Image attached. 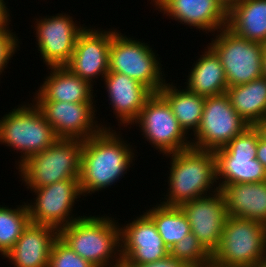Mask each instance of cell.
Returning <instances> with one entry per match:
<instances>
[{
    "instance_id": "obj_1",
    "label": "cell",
    "mask_w": 266,
    "mask_h": 267,
    "mask_svg": "<svg viewBox=\"0 0 266 267\" xmlns=\"http://www.w3.org/2000/svg\"><path fill=\"white\" fill-rule=\"evenodd\" d=\"M131 147L113 128L102 129L83 141L79 182L84 197L107 190L124 177L137 156Z\"/></svg>"
},
{
    "instance_id": "obj_2",
    "label": "cell",
    "mask_w": 266,
    "mask_h": 267,
    "mask_svg": "<svg viewBox=\"0 0 266 267\" xmlns=\"http://www.w3.org/2000/svg\"><path fill=\"white\" fill-rule=\"evenodd\" d=\"M170 157L168 190L160 204L180 206L217 191L216 160L213 151L189 149L165 155ZM214 187V188H213ZM216 187V188H215Z\"/></svg>"
},
{
    "instance_id": "obj_3",
    "label": "cell",
    "mask_w": 266,
    "mask_h": 267,
    "mask_svg": "<svg viewBox=\"0 0 266 267\" xmlns=\"http://www.w3.org/2000/svg\"><path fill=\"white\" fill-rule=\"evenodd\" d=\"M106 214L84 215L59 230V238L95 267H109L122 260L120 223Z\"/></svg>"
},
{
    "instance_id": "obj_4",
    "label": "cell",
    "mask_w": 266,
    "mask_h": 267,
    "mask_svg": "<svg viewBox=\"0 0 266 267\" xmlns=\"http://www.w3.org/2000/svg\"><path fill=\"white\" fill-rule=\"evenodd\" d=\"M32 103L19 104L18 108L15 106L0 118V144L21 153L18 163H15L16 169L58 139L42 112Z\"/></svg>"
},
{
    "instance_id": "obj_5",
    "label": "cell",
    "mask_w": 266,
    "mask_h": 267,
    "mask_svg": "<svg viewBox=\"0 0 266 267\" xmlns=\"http://www.w3.org/2000/svg\"><path fill=\"white\" fill-rule=\"evenodd\" d=\"M211 263L222 267H263L266 264V226L228 215Z\"/></svg>"
},
{
    "instance_id": "obj_6",
    "label": "cell",
    "mask_w": 266,
    "mask_h": 267,
    "mask_svg": "<svg viewBox=\"0 0 266 267\" xmlns=\"http://www.w3.org/2000/svg\"><path fill=\"white\" fill-rule=\"evenodd\" d=\"M83 140L57 139L50 147L30 156L17 170L27 190L66 179H79Z\"/></svg>"
},
{
    "instance_id": "obj_7",
    "label": "cell",
    "mask_w": 266,
    "mask_h": 267,
    "mask_svg": "<svg viewBox=\"0 0 266 267\" xmlns=\"http://www.w3.org/2000/svg\"><path fill=\"white\" fill-rule=\"evenodd\" d=\"M152 49L150 44L127 37L113 28L109 72L124 74L145 85L152 93H158L166 83V76L159 55Z\"/></svg>"
},
{
    "instance_id": "obj_8",
    "label": "cell",
    "mask_w": 266,
    "mask_h": 267,
    "mask_svg": "<svg viewBox=\"0 0 266 267\" xmlns=\"http://www.w3.org/2000/svg\"><path fill=\"white\" fill-rule=\"evenodd\" d=\"M259 137L255 126H249L226 146L214 151L219 189L224 184L266 181V169L256 159Z\"/></svg>"
},
{
    "instance_id": "obj_9",
    "label": "cell",
    "mask_w": 266,
    "mask_h": 267,
    "mask_svg": "<svg viewBox=\"0 0 266 267\" xmlns=\"http://www.w3.org/2000/svg\"><path fill=\"white\" fill-rule=\"evenodd\" d=\"M209 47L219 57L228 87L249 83L263 74V43L242 38L227 27L217 31Z\"/></svg>"
},
{
    "instance_id": "obj_10",
    "label": "cell",
    "mask_w": 266,
    "mask_h": 267,
    "mask_svg": "<svg viewBox=\"0 0 266 267\" xmlns=\"http://www.w3.org/2000/svg\"><path fill=\"white\" fill-rule=\"evenodd\" d=\"M132 125L139 126L146 141L163 156L192 147L189 135L180 126L168 102L159 93H153L146 100Z\"/></svg>"
},
{
    "instance_id": "obj_11",
    "label": "cell",
    "mask_w": 266,
    "mask_h": 267,
    "mask_svg": "<svg viewBox=\"0 0 266 267\" xmlns=\"http://www.w3.org/2000/svg\"><path fill=\"white\" fill-rule=\"evenodd\" d=\"M249 125L233 109L226 94L205 97L203 114L197 131L193 134V148L215 151L226 146Z\"/></svg>"
},
{
    "instance_id": "obj_12",
    "label": "cell",
    "mask_w": 266,
    "mask_h": 267,
    "mask_svg": "<svg viewBox=\"0 0 266 267\" xmlns=\"http://www.w3.org/2000/svg\"><path fill=\"white\" fill-rule=\"evenodd\" d=\"M34 201L26 205L30 222L47 225L58 230L83 217L73 214L75 201L82 195L79 179H66L50 185L30 189ZM75 216V217H74Z\"/></svg>"
},
{
    "instance_id": "obj_13",
    "label": "cell",
    "mask_w": 266,
    "mask_h": 267,
    "mask_svg": "<svg viewBox=\"0 0 266 267\" xmlns=\"http://www.w3.org/2000/svg\"><path fill=\"white\" fill-rule=\"evenodd\" d=\"M35 19V39L46 67L65 66L74 52L79 34L87 27L74 22L68 13ZM77 23V24H76Z\"/></svg>"
},
{
    "instance_id": "obj_14",
    "label": "cell",
    "mask_w": 266,
    "mask_h": 267,
    "mask_svg": "<svg viewBox=\"0 0 266 267\" xmlns=\"http://www.w3.org/2000/svg\"><path fill=\"white\" fill-rule=\"evenodd\" d=\"M58 139L86 140L102 129H112L98 123L96 103L34 102ZM96 112V114H95ZM96 118V119H95ZM108 126V127H106Z\"/></svg>"
},
{
    "instance_id": "obj_15",
    "label": "cell",
    "mask_w": 266,
    "mask_h": 267,
    "mask_svg": "<svg viewBox=\"0 0 266 267\" xmlns=\"http://www.w3.org/2000/svg\"><path fill=\"white\" fill-rule=\"evenodd\" d=\"M179 207L186 215L193 235L212 255L219 246L228 216L221 190L187 201Z\"/></svg>"
},
{
    "instance_id": "obj_16",
    "label": "cell",
    "mask_w": 266,
    "mask_h": 267,
    "mask_svg": "<svg viewBox=\"0 0 266 267\" xmlns=\"http://www.w3.org/2000/svg\"><path fill=\"white\" fill-rule=\"evenodd\" d=\"M125 225L120 224L121 258L128 265H142L166 258L169 249L153 220L143 211Z\"/></svg>"
},
{
    "instance_id": "obj_17",
    "label": "cell",
    "mask_w": 266,
    "mask_h": 267,
    "mask_svg": "<svg viewBox=\"0 0 266 267\" xmlns=\"http://www.w3.org/2000/svg\"><path fill=\"white\" fill-rule=\"evenodd\" d=\"M112 37L113 28L102 30L95 28V26L94 28L86 27L79 34L74 52L65 67L94 86L95 78L101 77L100 80H103L109 72V52Z\"/></svg>"
},
{
    "instance_id": "obj_18",
    "label": "cell",
    "mask_w": 266,
    "mask_h": 267,
    "mask_svg": "<svg viewBox=\"0 0 266 267\" xmlns=\"http://www.w3.org/2000/svg\"><path fill=\"white\" fill-rule=\"evenodd\" d=\"M153 2V3H152ZM155 9L171 20L207 34L227 26L228 11L218 0H151ZM205 30V31H204Z\"/></svg>"
},
{
    "instance_id": "obj_19",
    "label": "cell",
    "mask_w": 266,
    "mask_h": 267,
    "mask_svg": "<svg viewBox=\"0 0 266 267\" xmlns=\"http://www.w3.org/2000/svg\"><path fill=\"white\" fill-rule=\"evenodd\" d=\"M108 93V104L116 116L118 126L127 127L137 119L146 100L153 94L145 85L117 72H108L103 78Z\"/></svg>"
},
{
    "instance_id": "obj_20",
    "label": "cell",
    "mask_w": 266,
    "mask_h": 267,
    "mask_svg": "<svg viewBox=\"0 0 266 267\" xmlns=\"http://www.w3.org/2000/svg\"><path fill=\"white\" fill-rule=\"evenodd\" d=\"M58 238V229L29 222L4 259L14 267H48L53 244Z\"/></svg>"
},
{
    "instance_id": "obj_21",
    "label": "cell",
    "mask_w": 266,
    "mask_h": 267,
    "mask_svg": "<svg viewBox=\"0 0 266 267\" xmlns=\"http://www.w3.org/2000/svg\"><path fill=\"white\" fill-rule=\"evenodd\" d=\"M46 76L38 91L35 90L32 102L95 103L93 85L65 66L48 67Z\"/></svg>"
},
{
    "instance_id": "obj_22",
    "label": "cell",
    "mask_w": 266,
    "mask_h": 267,
    "mask_svg": "<svg viewBox=\"0 0 266 267\" xmlns=\"http://www.w3.org/2000/svg\"><path fill=\"white\" fill-rule=\"evenodd\" d=\"M227 214L266 226V181L224 184L220 188Z\"/></svg>"
},
{
    "instance_id": "obj_23",
    "label": "cell",
    "mask_w": 266,
    "mask_h": 267,
    "mask_svg": "<svg viewBox=\"0 0 266 267\" xmlns=\"http://www.w3.org/2000/svg\"><path fill=\"white\" fill-rule=\"evenodd\" d=\"M206 48L193 63L185 88L203 97L225 94L228 84L222 63L208 44Z\"/></svg>"
},
{
    "instance_id": "obj_24",
    "label": "cell",
    "mask_w": 266,
    "mask_h": 267,
    "mask_svg": "<svg viewBox=\"0 0 266 267\" xmlns=\"http://www.w3.org/2000/svg\"><path fill=\"white\" fill-rule=\"evenodd\" d=\"M249 41L266 43V0H241L228 10L227 26Z\"/></svg>"
},
{
    "instance_id": "obj_25",
    "label": "cell",
    "mask_w": 266,
    "mask_h": 267,
    "mask_svg": "<svg viewBox=\"0 0 266 267\" xmlns=\"http://www.w3.org/2000/svg\"><path fill=\"white\" fill-rule=\"evenodd\" d=\"M233 109L249 126L266 117V77L249 83L228 87L225 93Z\"/></svg>"
},
{
    "instance_id": "obj_26",
    "label": "cell",
    "mask_w": 266,
    "mask_h": 267,
    "mask_svg": "<svg viewBox=\"0 0 266 267\" xmlns=\"http://www.w3.org/2000/svg\"><path fill=\"white\" fill-rule=\"evenodd\" d=\"M165 83L159 90V94L168 102L172 113L179 121L180 126L190 136L199 128L205 97L182 89L173 82ZM191 134H189V131Z\"/></svg>"
},
{
    "instance_id": "obj_27",
    "label": "cell",
    "mask_w": 266,
    "mask_h": 267,
    "mask_svg": "<svg viewBox=\"0 0 266 267\" xmlns=\"http://www.w3.org/2000/svg\"><path fill=\"white\" fill-rule=\"evenodd\" d=\"M154 206L145 213L153 220L164 244L170 249L191 232L189 221L178 206L159 203Z\"/></svg>"
},
{
    "instance_id": "obj_28",
    "label": "cell",
    "mask_w": 266,
    "mask_h": 267,
    "mask_svg": "<svg viewBox=\"0 0 266 267\" xmlns=\"http://www.w3.org/2000/svg\"><path fill=\"white\" fill-rule=\"evenodd\" d=\"M24 204V205H23ZM11 208L0 205V255L5 254L14 246L24 228L29 224V211L25 202Z\"/></svg>"
},
{
    "instance_id": "obj_29",
    "label": "cell",
    "mask_w": 266,
    "mask_h": 267,
    "mask_svg": "<svg viewBox=\"0 0 266 267\" xmlns=\"http://www.w3.org/2000/svg\"><path fill=\"white\" fill-rule=\"evenodd\" d=\"M169 255L184 262L188 267H208L211 263V254L192 232L170 247Z\"/></svg>"
},
{
    "instance_id": "obj_30",
    "label": "cell",
    "mask_w": 266,
    "mask_h": 267,
    "mask_svg": "<svg viewBox=\"0 0 266 267\" xmlns=\"http://www.w3.org/2000/svg\"><path fill=\"white\" fill-rule=\"evenodd\" d=\"M48 267H95L89 261L76 254L67 244L58 238L52 247Z\"/></svg>"
},
{
    "instance_id": "obj_31",
    "label": "cell",
    "mask_w": 266,
    "mask_h": 267,
    "mask_svg": "<svg viewBox=\"0 0 266 267\" xmlns=\"http://www.w3.org/2000/svg\"><path fill=\"white\" fill-rule=\"evenodd\" d=\"M9 20L4 26L0 27V75L3 73L4 69L8 67V63L11 58L16 54L15 52L19 49L20 39L10 30Z\"/></svg>"
},
{
    "instance_id": "obj_32",
    "label": "cell",
    "mask_w": 266,
    "mask_h": 267,
    "mask_svg": "<svg viewBox=\"0 0 266 267\" xmlns=\"http://www.w3.org/2000/svg\"><path fill=\"white\" fill-rule=\"evenodd\" d=\"M132 267H188L184 262L168 255L166 258L142 265H130Z\"/></svg>"
},
{
    "instance_id": "obj_33",
    "label": "cell",
    "mask_w": 266,
    "mask_h": 267,
    "mask_svg": "<svg viewBox=\"0 0 266 267\" xmlns=\"http://www.w3.org/2000/svg\"><path fill=\"white\" fill-rule=\"evenodd\" d=\"M256 159L264 166L266 169V140L259 137L258 145H257V152H256Z\"/></svg>"
},
{
    "instance_id": "obj_34",
    "label": "cell",
    "mask_w": 266,
    "mask_h": 267,
    "mask_svg": "<svg viewBox=\"0 0 266 267\" xmlns=\"http://www.w3.org/2000/svg\"><path fill=\"white\" fill-rule=\"evenodd\" d=\"M6 5L7 3L4 0H0V27L4 26L11 19L10 9Z\"/></svg>"
},
{
    "instance_id": "obj_35",
    "label": "cell",
    "mask_w": 266,
    "mask_h": 267,
    "mask_svg": "<svg viewBox=\"0 0 266 267\" xmlns=\"http://www.w3.org/2000/svg\"><path fill=\"white\" fill-rule=\"evenodd\" d=\"M255 128L259 131L260 137L266 140V117L259 121L256 125Z\"/></svg>"
},
{
    "instance_id": "obj_36",
    "label": "cell",
    "mask_w": 266,
    "mask_h": 267,
    "mask_svg": "<svg viewBox=\"0 0 266 267\" xmlns=\"http://www.w3.org/2000/svg\"><path fill=\"white\" fill-rule=\"evenodd\" d=\"M218 1L228 11L231 7H233L236 3H239L241 0H218Z\"/></svg>"
},
{
    "instance_id": "obj_37",
    "label": "cell",
    "mask_w": 266,
    "mask_h": 267,
    "mask_svg": "<svg viewBox=\"0 0 266 267\" xmlns=\"http://www.w3.org/2000/svg\"><path fill=\"white\" fill-rule=\"evenodd\" d=\"M263 74L266 77V43L263 44Z\"/></svg>"
},
{
    "instance_id": "obj_38",
    "label": "cell",
    "mask_w": 266,
    "mask_h": 267,
    "mask_svg": "<svg viewBox=\"0 0 266 267\" xmlns=\"http://www.w3.org/2000/svg\"><path fill=\"white\" fill-rule=\"evenodd\" d=\"M109 267H132L128 265L125 261L121 260L120 262L110 265Z\"/></svg>"
},
{
    "instance_id": "obj_39",
    "label": "cell",
    "mask_w": 266,
    "mask_h": 267,
    "mask_svg": "<svg viewBox=\"0 0 266 267\" xmlns=\"http://www.w3.org/2000/svg\"><path fill=\"white\" fill-rule=\"evenodd\" d=\"M208 267H222V266L214 264V263H210V265Z\"/></svg>"
}]
</instances>
